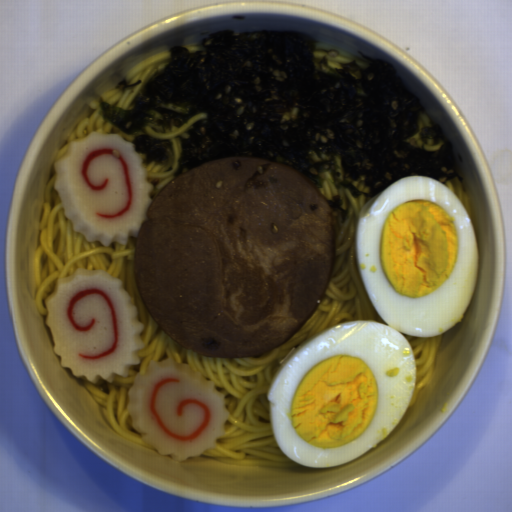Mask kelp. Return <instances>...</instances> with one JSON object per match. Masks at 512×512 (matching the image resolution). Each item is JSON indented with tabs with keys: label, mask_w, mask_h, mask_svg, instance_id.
Listing matches in <instances>:
<instances>
[{
	"label": "kelp",
	"mask_w": 512,
	"mask_h": 512,
	"mask_svg": "<svg viewBox=\"0 0 512 512\" xmlns=\"http://www.w3.org/2000/svg\"><path fill=\"white\" fill-rule=\"evenodd\" d=\"M326 200L331 205L332 209L337 208L341 211L342 222L345 221L349 214V211H348V208L347 209L342 208V200L340 198V195H334V196H332V199H326Z\"/></svg>",
	"instance_id": "2"
},
{
	"label": "kelp",
	"mask_w": 512,
	"mask_h": 512,
	"mask_svg": "<svg viewBox=\"0 0 512 512\" xmlns=\"http://www.w3.org/2000/svg\"><path fill=\"white\" fill-rule=\"evenodd\" d=\"M319 39L301 30L223 29L202 39L191 53L172 46L170 58L154 71L130 102L132 109L98 99L99 116L145 153L142 167L162 166L175 143L149 133L187 124L199 112L181 143L173 176L234 156H255L291 166L323 188L326 172L337 188L367 203L407 176H425L442 184L455 177L452 142L439 124L428 120L419 133L421 146L405 142L418 129L425 108L405 85L392 63L363 57L357 62L316 68Z\"/></svg>",
	"instance_id": "1"
}]
</instances>
